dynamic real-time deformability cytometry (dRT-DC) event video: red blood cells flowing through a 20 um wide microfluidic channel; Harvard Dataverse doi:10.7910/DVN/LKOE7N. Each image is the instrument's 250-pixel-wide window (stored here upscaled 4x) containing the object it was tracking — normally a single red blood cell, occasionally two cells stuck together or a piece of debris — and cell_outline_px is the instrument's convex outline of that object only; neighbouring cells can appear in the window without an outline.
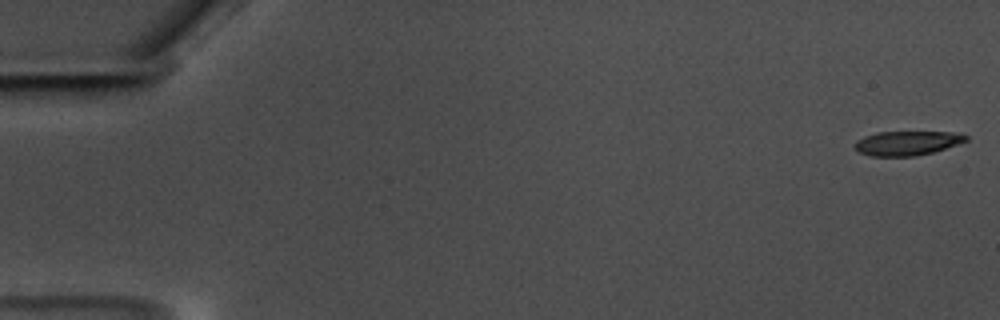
{"species": "common noctule bat (a hibernating species)", "species_latin": "Nyctalus noctula", "temperature_condition": "warm", "stored_images_in_passage": 59, "camera_frame_rate_fps": 3000, "um_per_image_px": 0.085, "animal": {"sex": "male", "body_mass_g": 17.5, "forearm_length_mm": 52.3}, "frame": {"image": 1, "passage_image": 1, "time_ms": 0.0, "image_size_px": [1000, 320], "cell_outline_px": [[968, 140], [932, 152], [916, 156], [872, 156], [860, 152], [852, 148], [852, 144], [856, 140], [864, 136], [876, 132], [960, 132], [968, 136]], "centroid_in_image_um": [77.05, 12.15], "position_along_channel_um": 7.9, "area_um2": 15.84}}
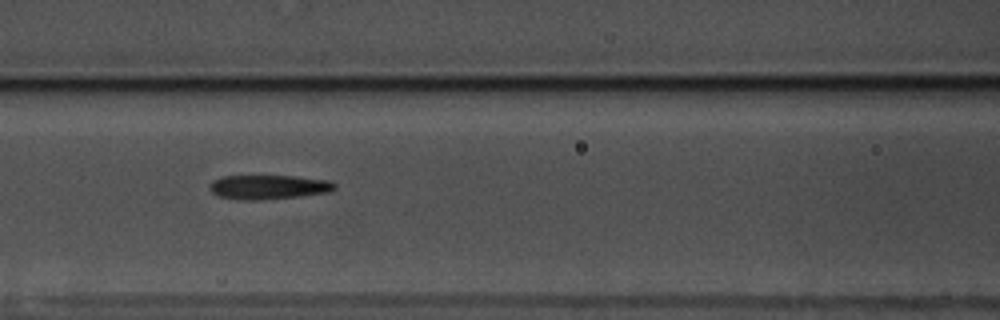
{"frame": {"image": 2, "passage_image": 26, "time_ms": 8.333, "image_size_px": [1000, 320], "cell_outline_px": [[336, 188], [328, 192], [296, 196], [260, 200], [236, 200], [220, 196], [212, 192], [208, 188], [208, 184], [212, 180], [220, 176], [296, 176], [328, 180], [336, 184]], "centroid_in_image_um": [22.76, 15.89], "position_along_channel_um": 143.8, "area_um2": 17.74}}
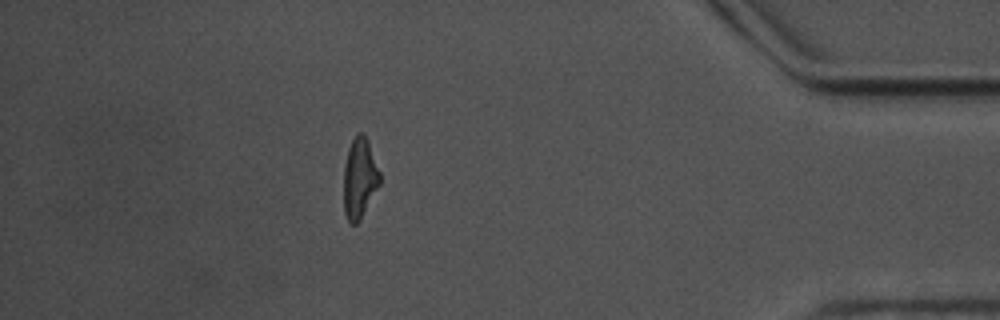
{"frame": {"image": 3, "passage_image": 52, "time_ms": 17.0, "image_size_px": [1000, 320], "cell_outline_px": [[380, 184], [360, 220], [356, 224], [348, 224], [344, 212], [344, 164], [348, 148], [356, 132], [364, 132], [368, 140], [380, 172]], "centroid_in_image_um": [30.56, 15.13], "position_along_channel_um": 404.6, "area_um2": 17.17}, "authors_computed_cell_mechanics": {"area_um2": 17.34, "velocity_mm_per_s": 3.5092, "shape_relaxation_time_tau1_ms": 4.8574, "shape_relaxation_time_tau2_ms": 5.7877, "deformation_change_tau1": 0.1806, "deformation_change_tau2": 0.1804}}